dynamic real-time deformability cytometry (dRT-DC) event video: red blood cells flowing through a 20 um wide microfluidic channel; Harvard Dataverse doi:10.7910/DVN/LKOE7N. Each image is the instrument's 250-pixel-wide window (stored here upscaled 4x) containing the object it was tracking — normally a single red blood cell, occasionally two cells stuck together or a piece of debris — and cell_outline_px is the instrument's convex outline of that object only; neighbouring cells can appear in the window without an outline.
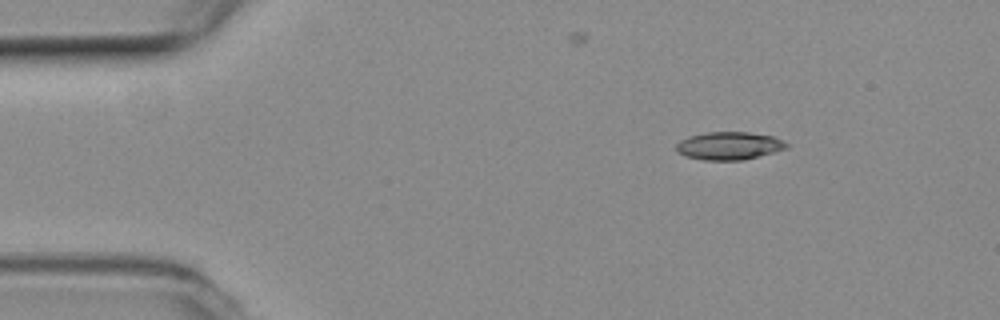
{"species": "common noctule bat (a hibernating species)", "species_latin": "Nyctalus noctula", "temperature_condition": "room temperature", "stored_images_in_passage": 10, "camera_frame_rate_fps": 3000, "um_per_image_px": 0.085, "animal": {"sex": "female", "body_mass_g": 19.3, "forearm_length_mm": 54.1}, "frame": {"image": 1, "passage_image": 1, "time_ms": 0.0, "image_size_px": [1000, 320], "cell_outline_px": [[788, 148], [744, 160], [704, 160], [688, 156], [680, 152], [676, 148], [676, 144], [680, 140], [688, 136], [708, 132], [748, 132], [772, 136], [784, 140], [788, 144]], "centroid_in_image_um": [62.0, 12.38], "position_along_channel_um": 23.0, "area_um2": 17.8}}
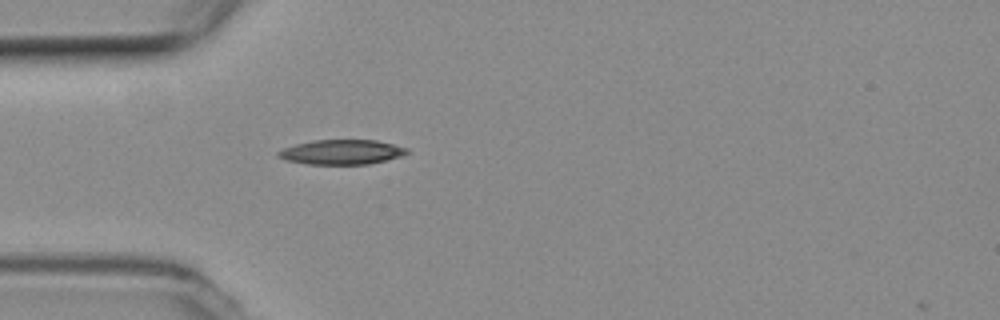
{"frame": {"image": 2, "passage_image": 9, "time_ms": 2.667, "image_size_px": [1000, 320], "cell_outline_px": [[408, 152], [404, 156], [368, 164], [308, 164], [284, 160], [276, 156], [276, 152], [284, 148], [296, 144], [312, 140], [376, 140], [408, 148]], "centroid_in_image_um": [29.02, 12.93], "position_along_channel_um": 56.0, "area_um2": 18.61}}